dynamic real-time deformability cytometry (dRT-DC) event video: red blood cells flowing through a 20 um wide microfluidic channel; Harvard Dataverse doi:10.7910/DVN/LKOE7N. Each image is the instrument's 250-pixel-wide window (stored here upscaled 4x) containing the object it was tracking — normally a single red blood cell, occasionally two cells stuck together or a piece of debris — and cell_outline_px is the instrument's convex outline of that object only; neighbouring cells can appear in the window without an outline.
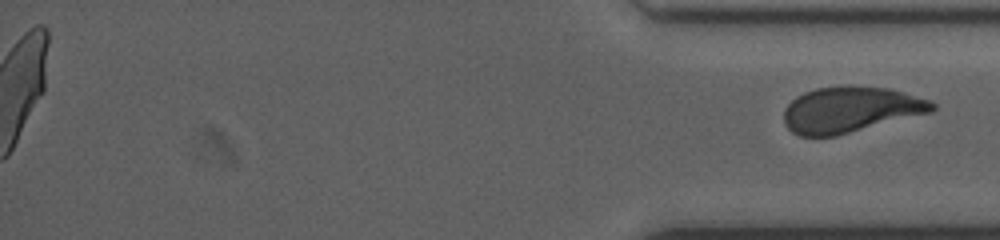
{"species": "human", "species_latin": "Homo sapiens", "temperature_condition": "cold", "stored_images_in_passage": 46, "segment_of_instrument_passage": [2, 2], "camera_frame_rate_fps": 3000, "um_per_image_px": 0.085, "donor": {"sex": "female"}, "frame": {"image": 1, "passage_image": 46, "time_ms": 15.0, "image_size_px": [1000, 240], "cell_outline_px": [[936, 108], [932, 112], [836, 136], [800, 136], [792, 132], [784, 124], [784, 108], [796, 96], [804, 92], [816, 88], [844, 84], [852, 84], [888, 88], [904, 92], [928, 100], [936, 104]], "centroid_in_image_um": [72.27, 9.3], "position_along_channel_um": 362.9, "area_um2": 40.06}}